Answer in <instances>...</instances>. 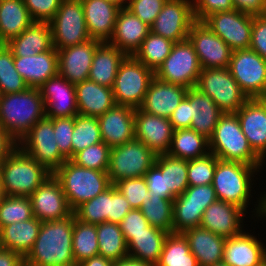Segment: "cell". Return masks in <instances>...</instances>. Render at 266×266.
<instances>
[{"mask_svg": "<svg viewBox=\"0 0 266 266\" xmlns=\"http://www.w3.org/2000/svg\"><path fill=\"white\" fill-rule=\"evenodd\" d=\"M74 212L63 219L42 222L25 266H77L73 257Z\"/></svg>", "mask_w": 266, "mask_h": 266, "instance_id": "6da1fadb", "label": "cell"}, {"mask_svg": "<svg viewBox=\"0 0 266 266\" xmlns=\"http://www.w3.org/2000/svg\"><path fill=\"white\" fill-rule=\"evenodd\" d=\"M46 117L39 88L0 95V126L18 143L41 119Z\"/></svg>", "mask_w": 266, "mask_h": 266, "instance_id": "7a4b0ae2", "label": "cell"}, {"mask_svg": "<svg viewBox=\"0 0 266 266\" xmlns=\"http://www.w3.org/2000/svg\"><path fill=\"white\" fill-rule=\"evenodd\" d=\"M263 168V166L218 159L212 183L217 200L234 204L247 212L252 197L256 194L253 193L254 181L259 179L256 175Z\"/></svg>", "mask_w": 266, "mask_h": 266, "instance_id": "3957f363", "label": "cell"}, {"mask_svg": "<svg viewBox=\"0 0 266 266\" xmlns=\"http://www.w3.org/2000/svg\"><path fill=\"white\" fill-rule=\"evenodd\" d=\"M51 173L18 146L0 165L4 195L29 197Z\"/></svg>", "mask_w": 266, "mask_h": 266, "instance_id": "277c9868", "label": "cell"}, {"mask_svg": "<svg viewBox=\"0 0 266 266\" xmlns=\"http://www.w3.org/2000/svg\"><path fill=\"white\" fill-rule=\"evenodd\" d=\"M209 150L219 159L264 166V161L252 150L236 113H223L209 138Z\"/></svg>", "mask_w": 266, "mask_h": 266, "instance_id": "5b68a950", "label": "cell"}, {"mask_svg": "<svg viewBox=\"0 0 266 266\" xmlns=\"http://www.w3.org/2000/svg\"><path fill=\"white\" fill-rule=\"evenodd\" d=\"M53 175L61 183L69 207L73 211L112 185L108 172L81 167L71 160H66Z\"/></svg>", "mask_w": 266, "mask_h": 266, "instance_id": "8992f818", "label": "cell"}, {"mask_svg": "<svg viewBox=\"0 0 266 266\" xmlns=\"http://www.w3.org/2000/svg\"><path fill=\"white\" fill-rule=\"evenodd\" d=\"M154 77L153 70L134 56H126L119 66L112 87L116 105L140 108Z\"/></svg>", "mask_w": 266, "mask_h": 266, "instance_id": "52a82bcc", "label": "cell"}, {"mask_svg": "<svg viewBox=\"0 0 266 266\" xmlns=\"http://www.w3.org/2000/svg\"><path fill=\"white\" fill-rule=\"evenodd\" d=\"M156 158L157 155L136 138L111 147L107 170L111 184L124 179L144 177L155 164Z\"/></svg>", "mask_w": 266, "mask_h": 266, "instance_id": "ba28073f", "label": "cell"}, {"mask_svg": "<svg viewBox=\"0 0 266 266\" xmlns=\"http://www.w3.org/2000/svg\"><path fill=\"white\" fill-rule=\"evenodd\" d=\"M195 88L210 96L223 113H236L249 99L228 68L202 69Z\"/></svg>", "mask_w": 266, "mask_h": 266, "instance_id": "9c48e42d", "label": "cell"}, {"mask_svg": "<svg viewBox=\"0 0 266 266\" xmlns=\"http://www.w3.org/2000/svg\"><path fill=\"white\" fill-rule=\"evenodd\" d=\"M202 68L189 39L176 42L169 56L154 72L161 81L186 88L196 86Z\"/></svg>", "mask_w": 266, "mask_h": 266, "instance_id": "30bf717a", "label": "cell"}, {"mask_svg": "<svg viewBox=\"0 0 266 266\" xmlns=\"http://www.w3.org/2000/svg\"><path fill=\"white\" fill-rule=\"evenodd\" d=\"M49 24L53 47L56 50L78 45L91 39L86 27L81 0H62Z\"/></svg>", "mask_w": 266, "mask_h": 266, "instance_id": "8fae6325", "label": "cell"}, {"mask_svg": "<svg viewBox=\"0 0 266 266\" xmlns=\"http://www.w3.org/2000/svg\"><path fill=\"white\" fill-rule=\"evenodd\" d=\"M17 146L39 164L54 173L67 160L56 143L53 121L50 118L39 120L17 143Z\"/></svg>", "mask_w": 266, "mask_h": 266, "instance_id": "7c38bea8", "label": "cell"}, {"mask_svg": "<svg viewBox=\"0 0 266 266\" xmlns=\"http://www.w3.org/2000/svg\"><path fill=\"white\" fill-rule=\"evenodd\" d=\"M249 99L266 98V60L252 49L232 51L228 66Z\"/></svg>", "mask_w": 266, "mask_h": 266, "instance_id": "4fadbf2b", "label": "cell"}, {"mask_svg": "<svg viewBox=\"0 0 266 266\" xmlns=\"http://www.w3.org/2000/svg\"><path fill=\"white\" fill-rule=\"evenodd\" d=\"M216 200L212 184L189 186L173 200V233L199 227L205 209Z\"/></svg>", "mask_w": 266, "mask_h": 266, "instance_id": "5bb4252c", "label": "cell"}, {"mask_svg": "<svg viewBox=\"0 0 266 266\" xmlns=\"http://www.w3.org/2000/svg\"><path fill=\"white\" fill-rule=\"evenodd\" d=\"M253 18L234 9L213 13L203 22L235 51L250 48Z\"/></svg>", "mask_w": 266, "mask_h": 266, "instance_id": "9a60e30c", "label": "cell"}, {"mask_svg": "<svg viewBox=\"0 0 266 266\" xmlns=\"http://www.w3.org/2000/svg\"><path fill=\"white\" fill-rule=\"evenodd\" d=\"M195 21L192 0H167L150 31L176 43L188 39Z\"/></svg>", "mask_w": 266, "mask_h": 266, "instance_id": "2e32d148", "label": "cell"}, {"mask_svg": "<svg viewBox=\"0 0 266 266\" xmlns=\"http://www.w3.org/2000/svg\"><path fill=\"white\" fill-rule=\"evenodd\" d=\"M202 69L228 68L232 50L203 21H195L189 31Z\"/></svg>", "mask_w": 266, "mask_h": 266, "instance_id": "e0dca14e", "label": "cell"}, {"mask_svg": "<svg viewBox=\"0 0 266 266\" xmlns=\"http://www.w3.org/2000/svg\"><path fill=\"white\" fill-rule=\"evenodd\" d=\"M29 199L34 217L41 222L63 219L73 213L61 183L53 174L29 196Z\"/></svg>", "mask_w": 266, "mask_h": 266, "instance_id": "ac0fdd59", "label": "cell"}, {"mask_svg": "<svg viewBox=\"0 0 266 266\" xmlns=\"http://www.w3.org/2000/svg\"><path fill=\"white\" fill-rule=\"evenodd\" d=\"M39 91L47 118L74 117L78 113L75 85L57 74L48 79Z\"/></svg>", "mask_w": 266, "mask_h": 266, "instance_id": "d6986e66", "label": "cell"}, {"mask_svg": "<svg viewBox=\"0 0 266 266\" xmlns=\"http://www.w3.org/2000/svg\"><path fill=\"white\" fill-rule=\"evenodd\" d=\"M135 138L143 142L156 155L167 154L174 133L168 118L135 109Z\"/></svg>", "mask_w": 266, "mask_h": 266, "instance_id": "ffe728a7", "label": "cell"}, {"mask_svg": "<svg viewBox=\"0 0 266 266\" xmlns=\"http://www.w3.org/2000/svg\"><path fill=\"white\" fill-rule=\"evenodd\" d=\"M100 43V40L90 39L57 50L58 74L74 85L87 80L95 50Z\"/></svg>", "mask_w": 266, "mask_h": 266, "instance_id": "44dd1931", "label": "cell"}, {"mask_svg": "<svg viewBox=\"0 0 266 266\" xmlns=\"http://www.w3.org/2000/svg\"><path fill=\"white\" fill-rule=\"evenodd\" d=\"M236 115L252 150L264 161L265 166L266 98L248 99Z\"/></svg>", "mask_w": 266, "mask_h": 266, "instance_id": "7402d4cb", "label": "cell"}, {"mask_svg": "<svg viewBox=\"0 0 266 266\" xmlns=\"http://www.w3.org/2000/svg\"><path fill=\"white\" fill-rule=\"evenodd\" d=\"M246 213L234 204L216 200L205 209L200 227L224 238L234 237L245 230Z\"/></svg>", "mask_w": 266, "mask_h": 266, "instance_id": "603a6c76", "label": "cell"}, {"mask_svg": "<svg viewBox=\"0 0 266 266\" xmlns=\"http://www.w3.org/2000/svg\"><path fill=\"white\" fill-rule=\"evenodd\" d=\"M247 231L226 238L223 262L228 266H259L266 261V245Z\"/></svg>", "mask_w": 266, "mask_h": 266, "instance_id": "cb8c5ba5", "label": "cell"}, {"mask_svg": "<svg viewBox=\"0 0 266 266\" xmlns=\"http://www.w3.org/2000/svg\"><path fill=\"white\" fill-rule=\"evenodd\" d=\"M102 141L110 146L125 144L135 138V109L129 106L115 105L103 115L97 117Z\"/></svg>", "mask_w": 266, "mask_h": 266, "instance_id": "d4e9b609", "label": "cell"}, {"mask_svg": "<svg viewBox=\"0 0 266 266\" xmlns=\"http://www.w3.org/2000/svg\"><path fill=\"white\" fill-rule=\"evenodd\" d=\"M187 91L188 88L184 86L167 83L154 77L140 109L146 113L169 119L186 97Z\"/></svg>", "mask_w": 266, "mask_h": 266, "instance_id": "484cf974", "label": "cell"}, {"mask_svg": "<svg viewBox=\"0 0 266 266\" xmlns=\"http://www.w3.org/2000/svg\"><path fill=\"white\" fill-rule=\"evenodd\" d=\"M150 32V26L142 22L129 9H120L109 44L116 46L127 56L134 55Z\"/></svg>", "mask_w": 266, "mask_h": 266, "instance_id": "4316f807", "label": "cell"}, {"mask_svg": "<svg viewBox=\"0 0 266 266\" xmlns=\"http://www.w3.org/2000/svg\"><path fill=\"white\" fill-rule=\"evenodd\" d=\"M16 71L30 88H39L58 74V54L53 47L34 56L14 57Z\"/></svg>", "mask_w": 266, "mask_h": 266, "instance_id": "83f0119b", "label": "cell"}, {"mask_svg": "<svg viewBox=\"0 0 266 266\" xmlns=\"http://www.w3.org/2000/svg\"><path fill=\"white\" fill-rule=\"evenodd\" d=\"M91 39L108 42L113 35L119 8L106 0H81Z\"/></svg>", "mask_w": 266, "mask_h": 266, "instance_id": "f1b7e54d", "label": "cell"}, {"mask_svg": "<svg viewBox=\"0 0 266 266\" xmlns=\"http://www.w3.org/2000/svg\"><path fill=\"white\" fill-rule=\"evenodd\" d=\"M182 234L187 239L198 266H212L223 261L226 238L200 226L187 229Z\"/></svg>", "mask_w": 266, "mask_h": 266, "instance_id": "f546056e", "label": "cell"}, {"mask_svg": "<svg viewBox=\"0 0 266 266\" xmlns=\"http://www.w3.org/2000/svg\"><path fill=\"white\" fill-rule=\"evenodd\" d=\"M78 113L99 117L116 105L113 90L89 79L75 85Z\"/></svg>", "mask_w": 266, "mask_h": 266, "instance_id": "4dcf8cb0", "label": "cell"}, {"mask_svg": "<svg viewBox=\"0 0 266 266\" xmlns=\"http://www.w3.org/2000/svg\"><path fill=\"white\" fill-rule=\"evenodd\" d=\"M190 102L191 129L209 139L223 112L212 98L197 88H189L185 97Z\"/></svg>", "mask_w": 266, "mask_h": 266, "instance_id": "1f68e13d", "label": "cell"}, {"mask_svg": "<svg viewBox=\"0 0 266 266\" xmlns=\"http://www.w3.org/2000/svg\"><path fill=\"white\" fill-rule=\"evenodd\" d=\"M14 57L34 56L53 48L49 22L34 21L18 37L7 43Z\"/></svg>", "mask_w": 266, "mask_h": 266, "instance_id": "d6a6232c", "label": "cell"}, {"mask_svg": "<svg viewBox=\"0 0 266 266\" xmlns=\"http://www.w3.org/2000/svg\"><path fill=\"white\" fill-rule=\"evenodd\" d=\"M127 55L108 42H101L94 53L88 79L112 88L119 66Z\"/></svg>", "mask_w": 266, "mask_h": 266, "instance_id": "836d02e7", "label": "cell"}, {"mask_svg": "<svg viewBox=\"0 0 266 266\" xmlns=\"http://www.w3.org/2000/svg\"><path fill=\"white\" fill-rule=\"evenodd\" d=\"M42 222L36 217L0 228V247L25 257L37 239Z\"/></svg>", "mask_w": 266, "mask_h": 266, "instance_id": "e575fe53", "label": "cell"}, {"mask_svg": "<svg viewBox=\"0 0 266 266\" xmlns=\"http://www.w3.org/2000/svg\"><path fill=\"white\" fill-rule=\"evenodd\" d=\"M33 22L24 0H0V44L18 37Z\"/></svg>", "mask_w": 266, "mask_h": 266, "instance_id": "d590c367", "label": "cell"}, {"mask_svg": "<svg viewBox=\"0 0 266 266\" xmlns=\"http://www.w3.org/2000/svg\"><path fill=\"white\" fill-rule=\"evenodd\" d=\"M169 233L149 225L146 232L133 234L127 242L128 256L157 265Z\"/></svg>", "mask_w": 266, "mask_h": 266, "instance_id": "8d00e7d4", "label": "cell"}, {"mask_svg": "<svg viewBox=\"0 0 266 266\" xmlns=\"http://www.w3.org/2000/svg\"><path fill=\"white\" fill-rule=\"evenodd\" d=\"M210 153L209 139L191 128L174 130L167 154L171 157L191 160Z\"/></svg>", "mask_w": 266, "mask_h": 266, "instance_id": "74e56055", "label": "cell"}, {"mask_svg": "<svg viewBox=\"0 0 266 266\" xmlns=\"http://www.w3.org/2000/svg\"><path fill=\"white\" fill-rule=\"evenodd\" d=\"M155 165L165 174L166 191L175 199L189 187L187 160L157 155Z\"/></svg>", "mask_w": 266, "mask_h": 266, "instance_id": "f35d334b", "label": "cell"}, {"mask_svg": "<svg viewBox=\"0 0 266 266\" xmlns=\"http://www.w3.org/2000/svg\"><path fill=\"white\" fill-rule=\"evenodd\" d=\"M99 255L112 261L128 256L127 243L120 224L103 222L96 225Z\"/></svg>", "mask_w": 266, "mask_h": 266, "instance_id": "ab89813d", "label": "cell"}, {"mask_svg": "<svg viewBox=\"0 0 266 266\" xmlns=\"http://www.w3.org/2000/svg\"><path fill=\"white\" fill-rule=\"evenodd\" d=\"M156 266H198L187 239L182 233H170L165 238L162 253Z\"/></svg>", "mask_w": 266, "mask_h": 266, "instance_id": "60d3db41", "label": "cell"}, {"mask_svg": "<svg viewBox=\"0 0 266 266\" xmlns=\"http://www.w3.org/2000/svg\"><path fill=\"white\" fill-rule=\"evenodd\" d=\"M174 44L175 42L150 31L133 56L155 72L169 56Z\"/></svg>", "mask_w": 266, "mask_h": 266, "instance_id": "b9f144b4", "label": "cell"}, {"mask_svg": "<svg viewBox=\"0 0 266 266\" xmlns=\"http://www.w3.org/2000/svg\"><path fill=\"white\" fill-rule=\"evenodd\" d=\"M72 247L76 265L92 256L98 255L99 245L96 225L84 223L75 216Z\"/></svg>", "mask_w": 266, "mask_h": 266, "instance_id": "7bdbcfd3", "label": "cell"}, {"mask_svg": "<svg viewBox=\"0 0 266 266\" xmlns=\"http://www.w3.org/2000/svg\"><path fill=\"white\" fill-rule=\"evenodd\" d=\"M140 210L152 227L173 233V200L151 196L142 202Z\"/></svg>", "mask_w": 266, "mask_h": 266, "instance_id": "ee69618b", "label": "cell"}, {"mask_svg": "<svg viewBox=\"0 0 266 266\" xmlns=\"http://www.w3.org/2000/svg\"><path fill=\"white\" fill-rule=\"evenodd\" d=\"M28 88L16 71L14 56L7 44H0V95L25 91Z\"/></svg>", "mask_w": 266, "mask_h": 266, "instance_id": "f6af8a7d", "label": "cell"}, {"mask_svg": "<svg viewBox=\"0 0 266 266\" xmlns=\"http://www.w3.org/2000/svg\"><path fill=\"white\" fill-rule=\"evenodd\" d=\"M72 157L85 148L102 142L100 126L97 117L75 116V126L72 134Z\"/></svg>", "mask_w": 266, "mask_h": 266, "instance_id": "bcb514c9", "label": "cell"}, {"mask_svg": "<svg viewBox=\"0 0 266 266\" xmlns=\"http://www.w3.org/2000/svg\"><path fill=\"white\" fill-rule=\"evenodd\" d=\"M76 218L92 225L108 222L110 215V187L91 200L83 202L74 211Z\"/></svg>", "mask_w": 266, "mask_h": 266, "instance_id": "7dc6e473", "label": "cell"}, {"mask_svg": "<svg viewBox=\"0 0 266 266\" xmlns=\"http://www.w3.org/2000/svg\"><path fill=\"white\" fill-rule=\"evenodd\" d=\"M29 197L5 195L0 203V228L33 218Z\"/></svg>", "mask_w": 266, "mask_h": 266, "instance_id": "c3c4849f", "label": "cell"}, {"mask_svg": "<svg viewBox=\"0 0 266 266\" xmlns=\"http://www.w3.org/2000/svg\"><path fill=\"white\" fill-rule=\"evenodd\" d=\"M111 147L103 141L76 153L70 160L76 165L107 172Z\"/></svg>", "mask_w": 266, "mask_h": 266, "instance_id": "681fc988", "label": "cell"}, {"mask_svg": "<svg viewBox=\"0 0 266 266\" xmlns=\"http://www.w3.org/2000/svg\"><path fill=\"white\" fill-rule=\"evenodd\" d=\"M218 159L210 152L205 156L187 160L189 186L212 184Z\"/></svg>", "mask_w": 266, "mask_h": 266, "instance_id": "f907efd6", "label": "cell"}, {"mask_svg": "<svg viewBox=\"0 0 266 266\" xmlns=\"http://www.w3.org/2000/svg\"><path fill=\"white\" fill-rule=\"evenodd\" d=\"M114 185L124 195L132 209H140L142 202L151 197L145 177L120 180Z\"/></svg>", "mask_w": 266, "mask_h": 266, "instance_id": "816d5d0a", "label": "cell"}, {"mask_svg": "<svg viewBox=\"0 0 266 266\" xmlns=\"http://www.w3.org/2000/svg\"><path fill=\"white\" fill-rule=\"evenodd\" d=\"M51 119L59 151L67 160H70L72 158L71 138L75 126V116Z\"/></svg>", "mask_w": 266, "mask_h": 266, "instance_id": "f5cc1de1", "label": "cell"}, {"mask_svg": "<svg viewBox=\"0 0 266 266\" xmlns=\"http://www.w3.org/2000/svg\"><path fill=\"white\" fill-rule=\"evenodd\" d=\"M166 2L167 0H129L127 9L151 26Z\"/></svg>", "mask_w": 266, "mask_h": 266, "instance_id": "db71d44e", "label": "cell"}, {"mask_svg": "<svg viewBox=\"0 0 266 266\" xmlns=\"http://www.w3.org/2000/svg\"><path fill=\"white\" fill-rule=\"evenodd\" d=\"M62 0H24V4L37 22H49L57 13Z\"/></svg>", "mask_w": 266, "mask_h": 266, "instance_id": "11a10c76", "label": "cell"}, {"mask_svg": "<svg viewBox=\"0 0 266 266\" xmlns=\"http://www.w3.org/2000/svg\"><path fill=\"white\" fill-rule=\"evenodd\" d=\"M192 2L196 21H203L216 12L234 10L232 0H192Z\"/></svg>", "mask_w": 266, "mask_h": 266, "instance_id": "9f6ffc18", "label": "cell"}, {"mask_svg": "<svg viewBox=\"0 0 266 266\" xmlns=\"http://www.w3.org/2000/svg\"><path fill=\"white\" fill-rule=\"evenodd\" d=\"M149 222L143 216L140 209H131L120 223L121 231L126 243L133 237V234L146 232Z\"/></svg>", "mask_w": 266, "mask_h": 266, "instance_id": "6f0895ef", "label": "cell"}, {"mask_svg": "<svg viewBox=\"0 0 266 266\" xmlns=\"http://www.w3.org/2000/svg\"><path fill=\"white\" fill-rule=\"evenodd\" d=\"M131 209L124 195L112 184L110 186V215H108V222L120 224Z\"/></svg>", "mask_w": 266, "mask_h": 266, "instance_id": "680465c9", "label": "cell"}, {"mask_svg": "<svg viewBox=\"0 0 266 266\" xmlns=\"http://www.w3.org/2000/svg\"><path fill=\"white\" fill-rule=\"evenodd\" d=\"M250 49L266 60V15L253 18Z\"/></svg>", "mask_w": 266, "mask_h": 266, "instance_id": "91938a15", "label": "cell"}, {"mask_svg": "<svg viewBox=\"0 0 266 266\" xmlns=\"http://www.w3.org/2000/svg\"><path fill=\"white\" fill-rule=\"evenodd\" d=\"M144 177L150 196H160L174 200L166 191L165 174H162V171L155 164L145 173Z\"/></svg>", "mask_w": 266, "mask_h": 266, "instance_id": "94428289", "label": "cell"}, {"mask_svg": "<svg viewBox=\"0 0 266 266\" xmlns=\"http://www.w3.org/2000/svg\"><path fill=\"white\" fill-rule=\"evenodd\" d=\"M169 120L174 130L190 128L192 116L190 112V102L186 98H184L173 111Z\"/></svg>", "mask_w": 266, "mask_h": 266, "instance_id": "6125c7cd", "label": "cell"}, {"mask_svg": "<svg viewBox=\"0 0 266 266\" xmlns=\"http://www.w3.org/2000/svg\"><path fill=\"white\" fill-rule=\"evenodd\" d=\"M234 9L251 15H266V0H232Z\"/></svg>", "mask_w": 266, "mask_h": 266, "instance_id": "be15d7a7", "label": "cell"}, {"mask_svg": "<svg viewBox=\"0 0 266 266\" xmlns=\"http://www.w3.org/2000/svg\"><path fill=\"white\" fill-rule=\"evenodd\" d=\"M16 146L17 142L0 126V165Z\"/></svg>", "mask_w": 266, "mask_h": 266, "instance_id": "e7e4bbea", "label": "cell"}, {"mask_svg": "<svg viewBox=\"0 0 266 266\" xmlns=\"http://www.w3.org/2000/svg\"><path fill=\"white\" fill-rule=\"evenodd\" d=\"M0 266H25L24 257L18 252L0 247Z\"/></svg>", "mask_w": 266, "mask_h": 266, "instance_id": "03108f58", "label": "cell"}, {"mask_svg": "<svg viewBox=\"0 0 266 266\" xmlns=\"http://www.w3.org/2000/svg\"><path fill=\"white\" fill-rule=\"evenodd\" d=\"M257 199H258L257 202H255L256 204L253 205L255 209H252L253 211H251L252 216H248V217H251L252 219L253 217H256V219L259 221L262 219L266 220V192L265 191L261 192L260 197L258 194Z\"/></svg>", "mask_w": 266, "mask_h": 266, "instance_id": "003e7915", "label": "cell"}, {"mask_svg": "<svg viewBox=\"0 0 266 266\" xmlns=\"http://www.w3.org/2000/svg\"><path fill=\"white\" fill-rule=\"evenodd\" d=\"M77 266H113V261L98 254L82 261Z\"/></svg>", "mask_w": 266, "mask_h": 266, "instance_id": "a7ac6f4b", "label": "cell"}, {"mask_svg": "<svg viewBox=\"0 0 266 266\" xmlns=\"http://www.w3.org/2000/svg\"><path fill=\"white\" fill-rule=\"evenodd\" d=\"M113 266H155V265L127 256L125 258L113 261Z\"/></svg>", "mask_w": 266, "mask_h": 266, "instance_id": "89a4df30", "label": "cell"}, {"mask_svg": "<svg viewBox=\"0 0 266 266\" xmlns=\"http://www.w3.org/2000/svg\"><path fill=\"white\" fill-rule=\"evenodd\" d=\"M107 2L117 6L119 9L128 8L129 0H106Z\"/></svg>", "mask_w": 266, "mask_h": 266, "instance_id": "2644e50d", "label": "cell"}, {"mask_svg": "<svg viewBox=\"0 0 266 266\" xmlns=\"http://www.w3.org/2000/svg\"><path fill=\"white\" fill-rule=\"evenodd\" d=\"M4 196L5 195H4L3 189H2V187H0V203H1Z\"/></svg>", "mask_w": 266, "mask_h": 266, "instance_id": "8c879c8a", "label": "cell"}, {"mask_svg": "<svg viewBox=\"0 0 266 266\" xmlns=\"http://www.w3.org/2000/svg\"><path fill=\"white\" fill-rule=\"evenodd\" d=\"M212 266H228L227 264H225L223 261L217 264H214Z\"/></svg>", "mask_w": 266, "mask_h": 266, "instance_id": "753ad0ef", "label": "cell"}, {"mask_svg": "<svg viewBox=\"0 0 266 266\" xmlns=\"http://www.w3.org/2000/svg\"><path fill=\"white\" fill-rule=\"evenodd\" d=\"M259 266H266V261L264 263H262L261 265H259Z\"/></svg>", "mask_w": 266, "mask_h": 266, "instance_id": "34e18365", "label": "cell"}]
</instances>
